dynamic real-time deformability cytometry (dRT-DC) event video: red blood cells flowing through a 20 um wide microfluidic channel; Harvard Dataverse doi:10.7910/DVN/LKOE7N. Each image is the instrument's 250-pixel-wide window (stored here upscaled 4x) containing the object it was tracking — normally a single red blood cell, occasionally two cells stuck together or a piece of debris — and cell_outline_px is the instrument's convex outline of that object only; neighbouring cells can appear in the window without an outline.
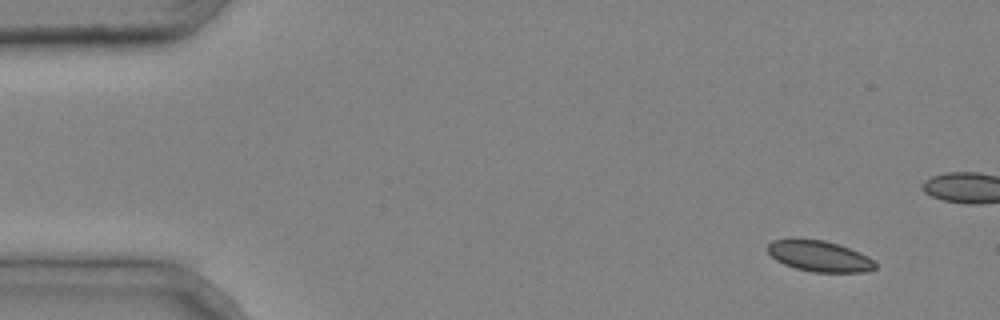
{"species": "common noctule bat (a hibernating species)", "species_latin": "Nyctalus noctula", "temperature_condition": "cold", "stored_images_in_passage": 5, "camera_frame_rate_fps": 3000, "um_per_image_px": 0.085, "animal": {"sex": "male", "body_mass_g": 20.4}, "frame": {"image": 1, "passage_image": 1, "time_ms": 0.0, "image_size_px": [1000, 320], "cell_outline_px": [[876, 268], [864, 272], [812, 272], [796, 268], [784, 264], [776, 260], [768, 252], [768, 244], [772, 240], [792, 236], [824, 240], [840, 244], [860, 252], [868, 256], [876, 264]], "centroid_in_image_um": [69.61, 21.73], "position_along_channel_um": 15.4, "area_um2": 19.88}}
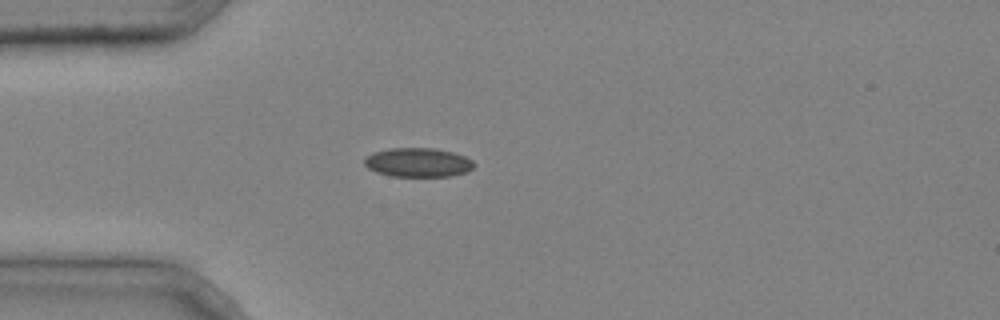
{"frame": {"image": 2, "passage_image": 5, "time_ms": 1.333, "image_size_px": [1000, 320], "cell_outline_px": [[476, 164], [468, 172], [452, 176], [392, 176], [376, 172], [368, 168], [364, 164], [364, 160], [372, 152], [388, 148], [432, 148], [452, 152], [464, 156], [472, 160]], "centroid_in_image_um": [35.54, 13.81], "position_along_channel_um": 49.5, "area_um2": 18.61}}